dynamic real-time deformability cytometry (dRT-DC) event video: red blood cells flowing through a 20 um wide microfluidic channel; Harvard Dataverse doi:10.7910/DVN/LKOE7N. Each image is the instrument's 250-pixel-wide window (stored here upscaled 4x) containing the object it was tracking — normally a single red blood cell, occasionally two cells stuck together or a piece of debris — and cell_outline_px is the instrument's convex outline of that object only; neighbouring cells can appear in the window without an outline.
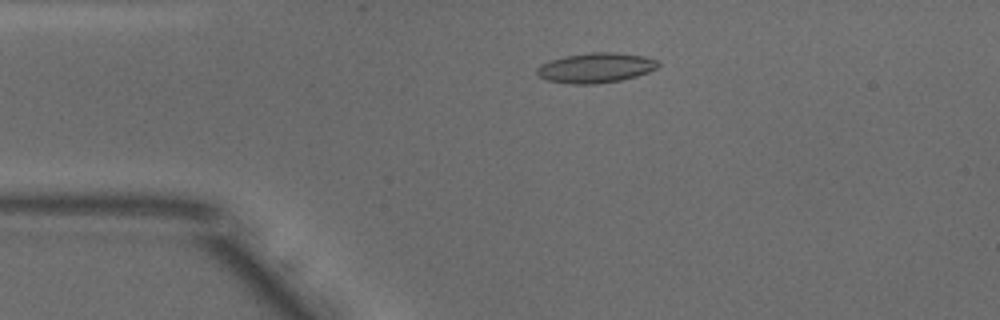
{"species": "common noctule bat (a hibernating species)", "species_latin": "Nyctalus noctula", "temperature_condition": "warm", "stored_images_in_passage": 41, "camera_frame_rate_fps": 3000, "um_per_image_px": 0.085, "animal": {"sex": "male", "body_mass_g": 18.8}, "frame": {"image": 1, "passage_image": 10, "time_ms": 3.0, "image_size_px": [1000, 320], "cell_outline_px": [[660, 64], [656, 68], [648, 72], [636, 76], [620, 80], [596, 84], [572, 84], [548, 80], [540, 76], [536, 72], [536, 68], [540, 64], [564, 56], [592, 52], [612, 52], [644, 56], [656, 60]], "centroid_in_image_um": [50.63, 5.76], "position_along_channel_um": 34.4, "area_um2": 20.98}}
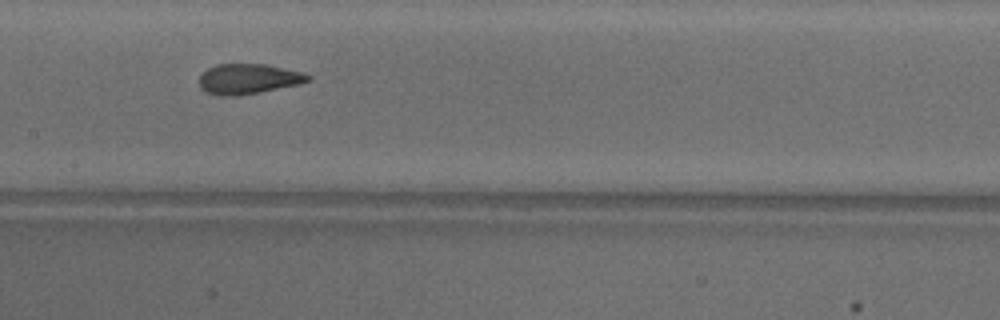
{"frame": {"image": 2, "passage_image": 24, "time_ms": 7.667, "image_size_px": [1000, 320], "cell_outline_px": [[312, 80], [300, 84], [236, 96], [220, 96], [208, 92], [200, 88], [200, 76], [208, 68], [216, 64], [268, 64], [304, 72], [312, 76]], "centroid_in_image_um": [21.16, 6.69], "position_along_channel_um": 186.2, "area_um2": 19.19}}
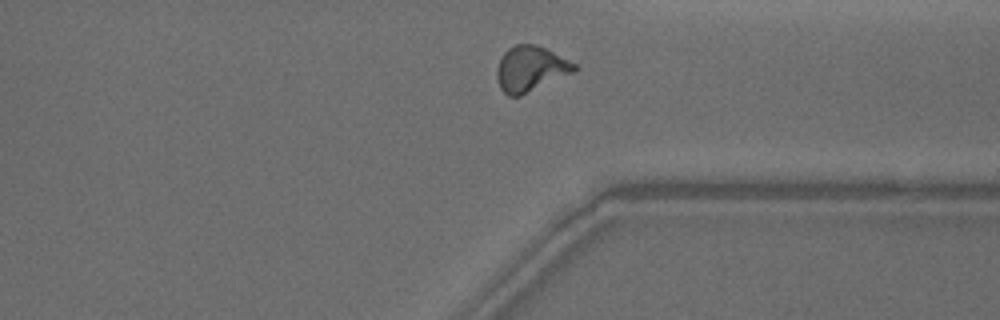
{"frame": {"image": 3, "passage_image": 38, "time_ms": 12.333, "image_size_px": [1000, 320], "cell_outline_px": [[576, 68], [572, 72], [520, 96], [508, 96], [500, 88], [496, 76], [496, 72], [500, 60], [504, 52], [508, 48], [516, 44], [536, 44], [576, 64]], "centroid_in_image_um": [45.04, 5.84], "position_along_channel_um": 366.4, "area_um2": 20.0}, "authors_computed_cell_mechanics": {"area_um2": 19.363, "velocity_mm_per_s": 3.8895, "shape_relaxation_time_tau1_ms": 4.0398, "shape_relaxation_time_tau2_ms": 1.056, "deformation_change_tau1": 0.1784, "deformation_change_tau2": 0.085}}